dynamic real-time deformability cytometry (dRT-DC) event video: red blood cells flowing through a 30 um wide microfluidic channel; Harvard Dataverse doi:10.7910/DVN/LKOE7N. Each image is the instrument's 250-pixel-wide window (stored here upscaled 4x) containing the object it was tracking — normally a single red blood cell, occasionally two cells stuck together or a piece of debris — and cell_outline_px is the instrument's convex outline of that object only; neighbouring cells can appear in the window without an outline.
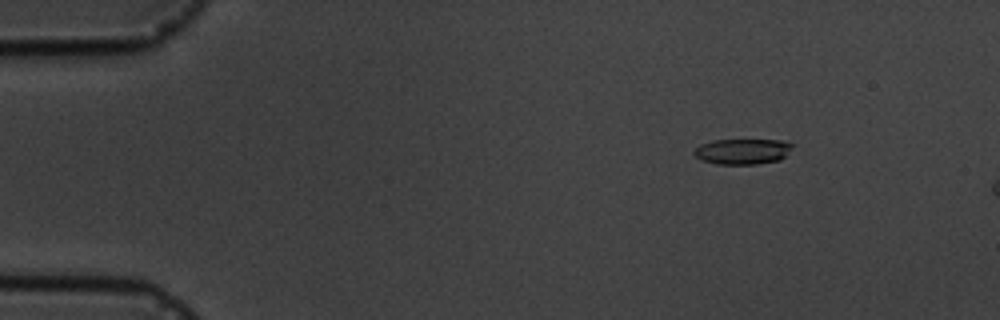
{"species": "common noctule bat (a hibernating species)", "species_latin": "Nyctalus noctula", "temperature_condition": "cold", "stored_images_in_passage": 5, "camera_frame_rate_fps": 3000, "um_per_image_px": 0.085, "animal": {"sex": "male", "body_mass_g": 19.5, "forearm_length_mm": 54.6}, "frame": {"image": 1, "passage_image": 3, "time_ms": 2.333, "image_size_px": [1000, 320], "cell_outline_px": [[792, 144], [784, 156], [780, 160], [756, 164], [720, 164], [700, 160], [692, 152], [700, 144], [712, 140], [780, 140]], "centroid_in_image_um": [63.05, 12.87], "position_along_channel_um": 21.9, "area_um2": 14.45}}